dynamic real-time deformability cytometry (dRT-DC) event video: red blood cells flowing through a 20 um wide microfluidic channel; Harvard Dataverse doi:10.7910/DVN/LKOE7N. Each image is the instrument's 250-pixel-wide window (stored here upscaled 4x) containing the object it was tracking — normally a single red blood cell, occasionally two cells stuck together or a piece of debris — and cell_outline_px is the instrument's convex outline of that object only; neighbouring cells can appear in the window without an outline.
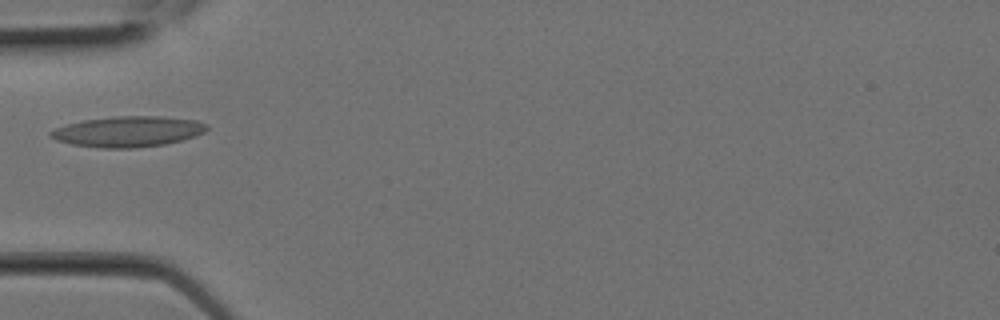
{"species": "Egyptian fruit bat (a non-hibernating species)", "species_latin": "Rousettus aegyptiacus", "temperature_condition": "room temperature", "stored_images_in_passage": 9, "camera_frame_rate_fps": 3000, "um_per_image_px": 0.085, "animal": {"sex": "female"}, "frame": {"image": 1, "passage_image": 7, "time_ms": 2.0, "image_size_px": [1000, 320], "cell_outline_px": [[208, 128], [204, 132], [196, 136], [164, 144], [136, 148], [100, 148], [72, 144], [56, 140], [48, 136], [48, 132], [56, 128], [68, 124], [84, 120], [116, 116], [160, 116], [196, 120], [208, 124]], "centroid_in_image_um": [10.88, 11.18], "position_along_channel_um": 74.1, "area_um2": 27.86}}
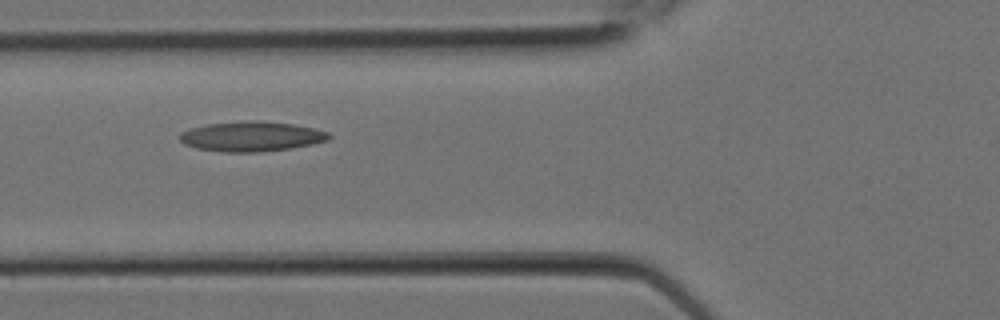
{"frame": {"image": 2, "passage_image": 8, "time_ms": 2.333, "image_size_px": [1000, 320], "cell_outline_px": [[332, 136], [328, 140], [312, 144], [292, 148], [260, 152], [224, 152], [196, 148], [184, 144], [180, 140], [180, 132], [192, 128], [208, 124], [252, 120], [260, 120], [292, 124], [312, 128], [328, 132]], "centroid_in_image_um": [21.38, 11.6], "position_along_channel_um": 104.4, "area_um2": 25.95}}
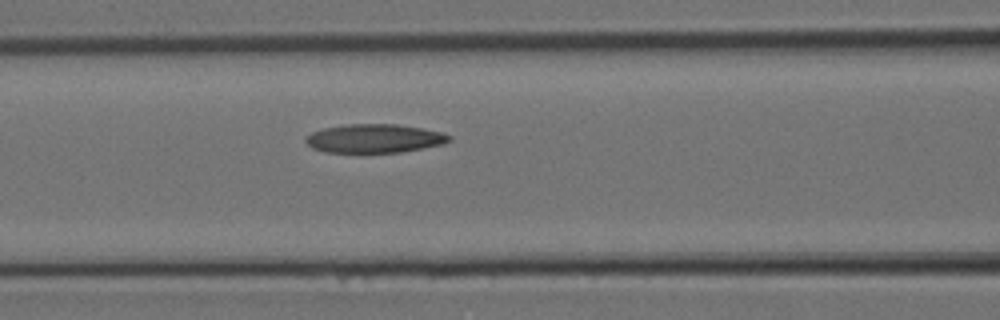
{"frame": {"image": 3, "passage_image": 9, "time_ms": 2.667, "image_size_px": [1000, 320], "cell_outline_px": [[452, 140], [444, 144], [424, 148], [400, 152], [324, 152], [312, 148], [304, 140], [312, 132], [324, 128], [344, 124], [396, 124], [420, 128], [440, 132], [452, 136]], "centroid_in_image_um": [31.84, 11.77], "position_along_channel_um": 134.8, "area_um2": 23.93}}